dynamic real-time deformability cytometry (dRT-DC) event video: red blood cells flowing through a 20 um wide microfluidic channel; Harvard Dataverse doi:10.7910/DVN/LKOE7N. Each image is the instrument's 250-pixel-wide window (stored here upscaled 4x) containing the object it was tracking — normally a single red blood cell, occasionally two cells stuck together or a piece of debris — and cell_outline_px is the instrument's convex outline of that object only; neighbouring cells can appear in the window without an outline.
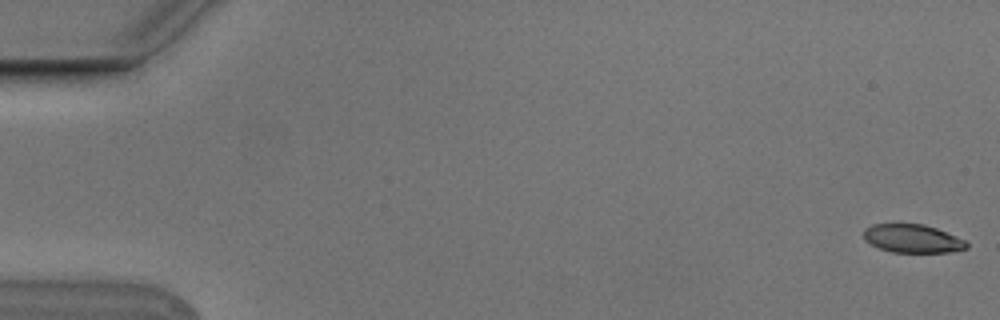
{"species": "Egyptian fruit bat (a non-hibernating species)", "species_latin": "Rousettus aegyptiacus", "temperature_condition": "cold", "stored_images_in_passage": 10, "camera_frame_rate_fps": 3000, "um_per_image_px": 0.085, "animal": {"sex": "male"}, "frame": {"image": 1, "passage_image": 1, "time_ms": 0.0, "image_size_px": [1000, 320], "cell_outline_px": [[968, 248], [948, 252], [892, 252], [880, 248], [864, 240], [864, 228], [872, 224], [924, 224], [936, 228], [964, 240], [968, 244]], "centroid_in_image_um": [77.54, 20.27], "position_along_channel_um": 7.5, "area_um2": 16.82}}
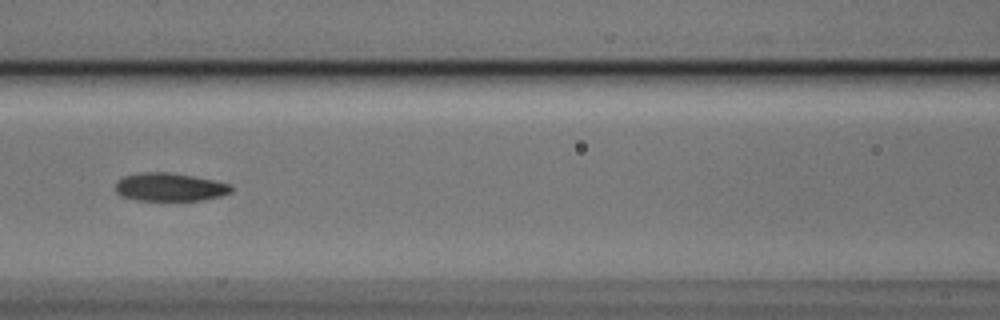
{"frame": {"image": 2, "passage_image": 8, "time_ms": 2.333, "image_size_px": [1000, 320], "cell_outline_px": [[232, 192], [220, 196], [200, 200], [136, 200], [120, 196], [116, 192], [116, 180], [124, 176], [140, 172], [172, 172], [216, 180], [232, 184]], "centroid_in_image_um": [14.43, 15.89], "position_along_channel_um": 152.2, "area_um2": 19.25}}
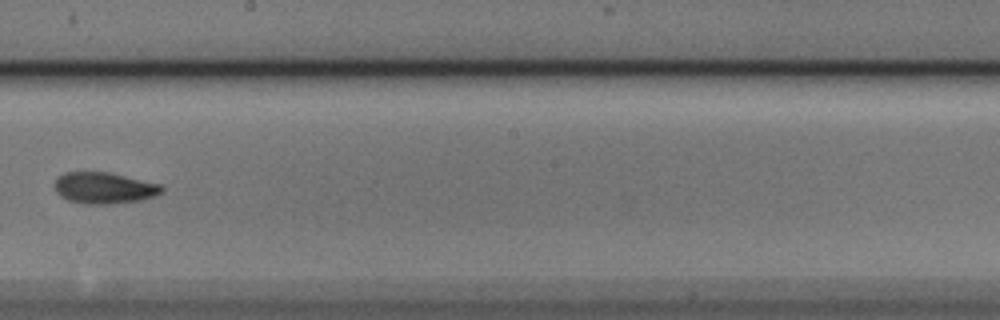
{"frame": {"image": 3, "passage_image": 10, "time_ms": 3.0, "image_size_px": [1000, 320], "cell_outline_px": [[164, 192], [156, 196], [140, 200], [112, 204], [84, 204], [68, 200], [60, 196], [56, 192], [56, 180], [64, 172], [108, 172], [160, 184], [164, 188]], "centroid_in_image_um": [8.88, 15.99], "position_along_channel_um": 239.3, "area_um2": 19.54}}